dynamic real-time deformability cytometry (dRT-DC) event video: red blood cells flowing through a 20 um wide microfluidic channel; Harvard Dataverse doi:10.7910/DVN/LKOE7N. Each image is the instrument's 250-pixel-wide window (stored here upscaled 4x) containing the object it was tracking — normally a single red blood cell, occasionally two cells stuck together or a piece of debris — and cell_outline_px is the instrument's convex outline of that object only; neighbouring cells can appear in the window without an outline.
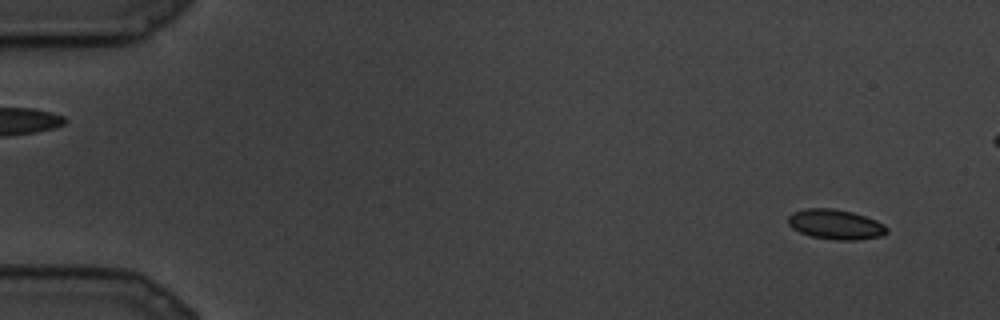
{"species": "common noctule bat (a hibernating species)", "species_latin": "Nyctalus noctula", "temperature_condition": "cold", "stored_images_in_passage": 9, "camera_frame_rate_fps": 3000, "um_per_image_px": 0.085, "animal": {"sex": "male", "body_mass_g": 19.5, "forearm_length_mm": 54.6}, "frame": {"image": 1, "passage_image": 2, "time_ms": 0.333, "image_size_px": [1000, 320], "cell_outline_px": [[888, 232], [884, 236], [856, 240], [836, 240], [812, 236], [800, 232], [792, 228], [788, 224], [788, 216], [792, 212], [808, 208], [832, 208], [852, 212], [876, 220], [884, 224], [888, 228]], "centroid_in_image_um": [71.04, 19.07], "position_along_channel_um": 14.0, "area_um2": 17.28}}